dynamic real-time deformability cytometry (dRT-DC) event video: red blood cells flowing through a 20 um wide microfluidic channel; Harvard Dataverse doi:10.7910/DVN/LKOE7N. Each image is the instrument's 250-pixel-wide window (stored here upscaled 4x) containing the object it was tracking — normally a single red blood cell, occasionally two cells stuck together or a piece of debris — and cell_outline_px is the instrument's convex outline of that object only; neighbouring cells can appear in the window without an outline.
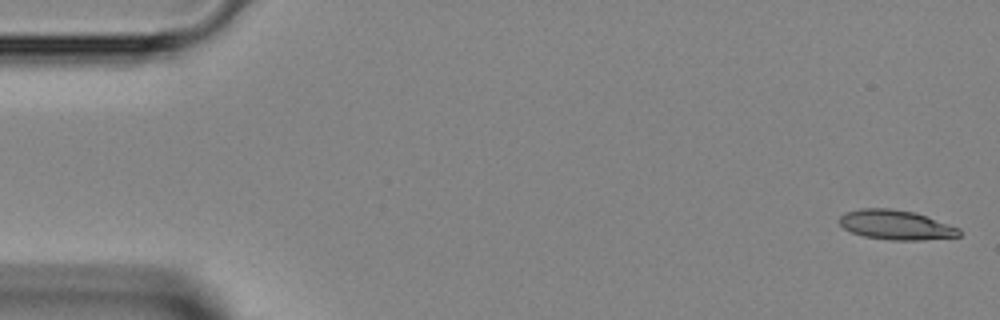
{"species": "Egyptian fruit bat (a non-hibernating species)", "species_latin": "Rousettus aegyptiacus", "temperature_condition": "room temperature", "stored_images_in_passage": 10, "camera_frame_rate_fps": 3000, "um_per_image_px": 0.085, "animal": {"sex": "female"}, "frame": {"image": 1, "passage_image": 1, "time_ms": 0.0, "image_size_px": [1000, 320], "cell_outline_px": [[960, 236], [920, 240], [892, 240], [864, 236], [852, 232], [844, 228], [840, 224], [840, 216], [844, 212], [860, 208], [888, 208], [916, 212], [960, 228]], "centroid_in_image_um": [76.15, 19.1], "position_along_channel_um": 8.8, "area_um2": 20.63}}